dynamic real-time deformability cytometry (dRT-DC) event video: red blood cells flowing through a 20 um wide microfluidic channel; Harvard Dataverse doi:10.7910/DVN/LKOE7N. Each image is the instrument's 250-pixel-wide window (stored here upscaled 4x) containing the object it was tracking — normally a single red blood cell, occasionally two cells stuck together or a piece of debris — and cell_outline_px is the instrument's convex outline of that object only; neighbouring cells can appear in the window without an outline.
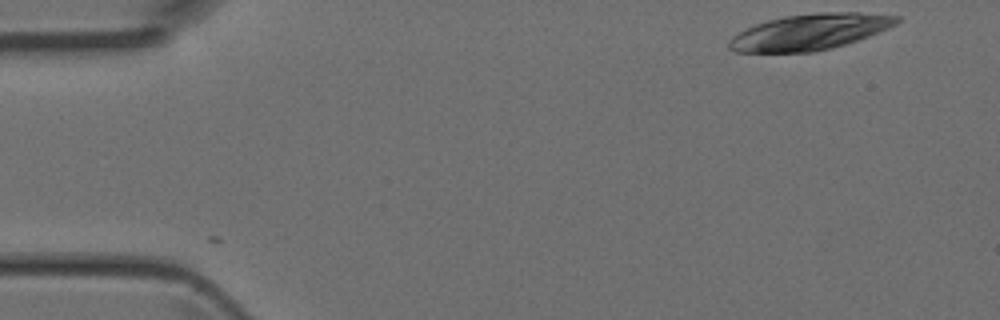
{"species": "Egyptian fruit bat (a non-hibernating species)", "species_latin": "Rousettus aegyptiacus", "temperature_condition": "room temperature", "stored_images_in_passage": 4, "camera_frame_rate_fps": 3000, "um_per_image_px": 0.085, "animal": {"sex": "female"}, "frame": {"image": 1, "passage_image": 1, "time_ms": 0.0, "image_size_px": [1000, 320], "cell_outline_px": [[900, 20], [896, 24], [888, 28], [868, 36], [832, 48], [816, 52], [736, 52], [728, 48], [728, 40], [732, 36], [756, 24], [768, 20], [784, 16], [816, 12], [856, 12], [900, 16]], "centroid_in_image_um": [68.82, 2.71], "position_along_channel_um": 16.2, "area_um2": 34.97}}